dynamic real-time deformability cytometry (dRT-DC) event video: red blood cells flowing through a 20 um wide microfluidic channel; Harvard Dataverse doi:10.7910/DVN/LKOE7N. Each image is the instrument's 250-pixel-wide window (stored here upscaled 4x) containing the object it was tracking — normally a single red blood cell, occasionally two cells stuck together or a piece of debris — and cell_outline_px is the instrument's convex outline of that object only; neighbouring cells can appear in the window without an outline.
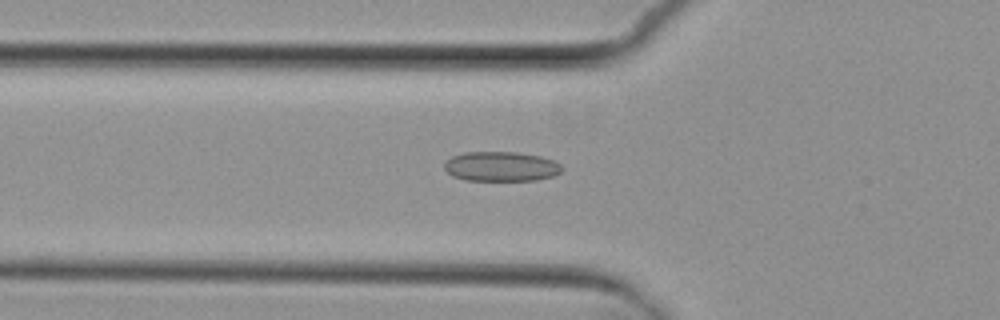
{"species": "common noctule bat (a hibernating species)", "species_latin": "Nyctalus noctula", "temperature_condition": "cold", "stored_images_in_passage": 9, "camera_frame_rate_fps": 3000, "um_per_image_px": 0.085, "animal": {"sex": "female", "body_mass_g": 29.2, "forearm_length_mm": 56.3}, "frame": {"image": 1, "passage_image": 9, "time_ms": 9.333, "image_size_px": [1000, 320], "cell_outline_px": [[564, 168], [560, 172], [552, 176], [536, 180], [464, 180], [452, 176], [444, 168], [444, 164], [452, 156], [464, 152], [516, 152], [540, 156], [556, 160]], "centroid_in_image_um": [42.61, 14.14], "position_along_channel_um": 83.2, "area_um2": 20.4}}